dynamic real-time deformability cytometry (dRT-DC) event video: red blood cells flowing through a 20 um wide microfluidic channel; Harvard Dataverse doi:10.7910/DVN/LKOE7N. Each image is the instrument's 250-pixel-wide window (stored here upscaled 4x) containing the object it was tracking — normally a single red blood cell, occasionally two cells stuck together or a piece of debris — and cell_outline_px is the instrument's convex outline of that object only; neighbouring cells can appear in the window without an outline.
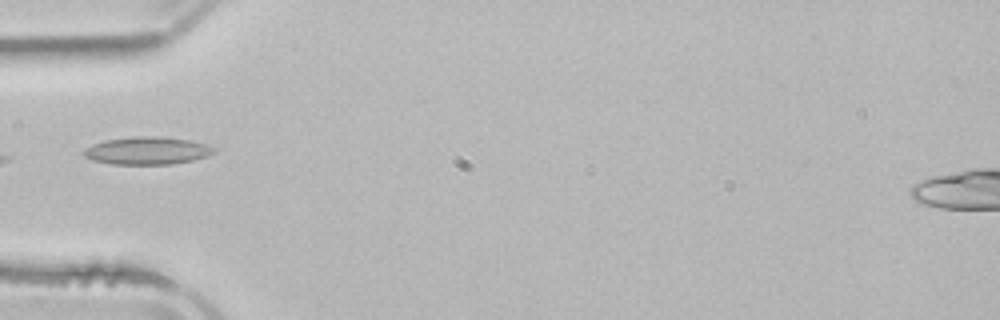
{"species": "common noctule bat (a hibernating species)", "species_latin": "Nyctalus noctula", "temperature_condition": "room temperature", "stored_images_in_passage": 1, "camera_frame_rate_fps": 3000, "um_per_image_px": 0.085, "animal": {"sex": "male", "body_mass_g": 21.5, "forearm_length_mm": 52.0}, "frame": {"image": 1, "passage_image": 1, "time_ms": 0.0, "image_size_px": [1000, 320], "cell_outline_px": [[216, 152], [208, 156], [192, 160], [172, 164], [112, 164], [92, 160], [84, 156], [84, 148], [92, 144], [104, 140], [132, 136], [156, 136], [188, 140], [208, 144], [216, 148]], "centroid_in_image_um": [12.52, 12.8], "position_along_channel_um": 72.5, "area_um2": 21.1}}